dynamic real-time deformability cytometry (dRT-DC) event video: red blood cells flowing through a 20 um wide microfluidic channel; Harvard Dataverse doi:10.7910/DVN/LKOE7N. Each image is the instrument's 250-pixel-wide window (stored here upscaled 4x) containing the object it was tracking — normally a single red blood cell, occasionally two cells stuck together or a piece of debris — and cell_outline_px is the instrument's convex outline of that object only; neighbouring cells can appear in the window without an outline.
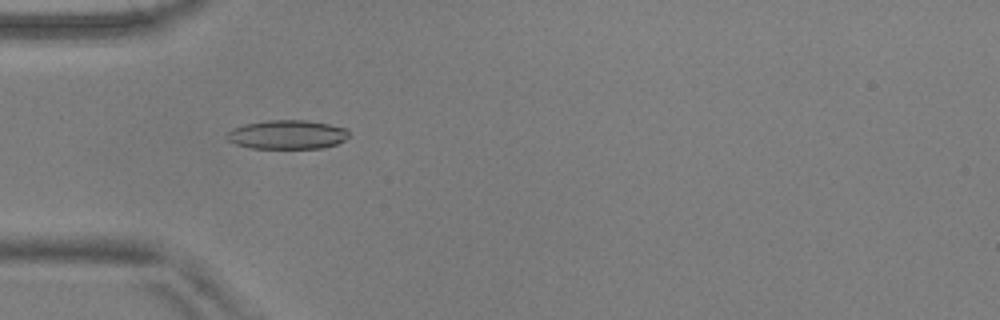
{"species": "common noctule bat (a hibernating species)", "species_latin": "Nyctalus noctula", "temperature_condition": "warm", "stored_images_in_passage": 55, "camera_frame_rate_fps": 3000, "um_per_image_px": 0.085, "animal": {"sex": "male", "body_mass_g": 17.9, "forearm_length_mm": 54.2}, "frame": {"image": 1, "passage_image": 17, "time_ms": 5.333, "image_size_px": [1000, 320], "cell_outline_px": [[348, 136], [344, 140], [336, 144], [320, 148], [248, 148], [236, 144], [228, 140], [228, 132], [232, 128], [244, 124], [268, 120], [308, 120], [348, 128]], "centroid_in_image_um": [24.42, 11.43], "position_along_channel_um": 60.6, "area_um2": 20.58}}
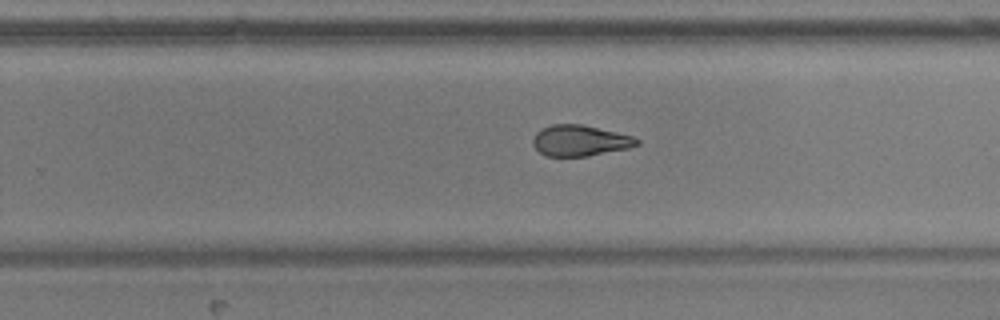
{"frame": {"image": 2, "passage_image": 35, "time_ms": 11.333, "image_size_px": [1000, 320], "cell_outline_px": [[640, 144], [628, 148], [588, 156], [544, 156], [532, 144], [532, 140], [536, 132], [540, 128], [552, 124], [584, 124], [632, 136], [640, 140]], "centroid_in_image_um": [49.28, 11.94], "position_along_channel_um": 280.5, "area_um2": 18.84}}
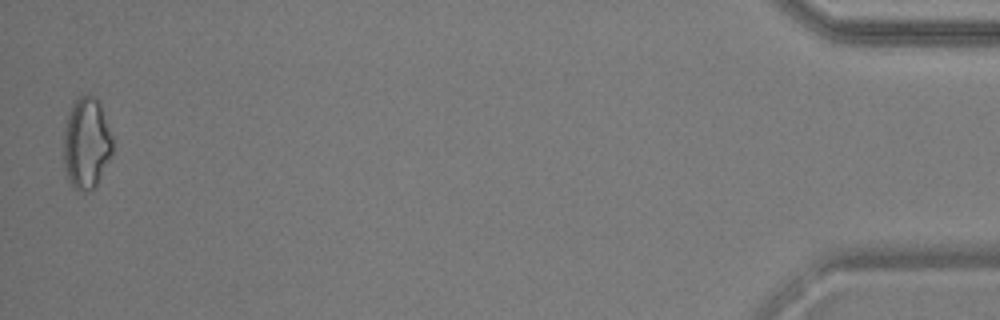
{"frame": {"image": 3, "passage_image": 54, "time_ms": 17.667, "image_size_px": [1000, 320], "cell_outline_px": [[112, 156], [96, 188], [88, 192], [80, 192], [68, 180], [64, 168], [64, 128], [72, 104], [80, 96], [92, 96], [100, 104], [112, 136]], "centroid_in_image_um": [7.36, 12.25], "position_along_channel_um": 427.8, "area_um2": 26.13}, "authors_computed_cell_mechanics": {"area_um2": 20.1722, "velocity_mm_per_s": 3.7067, "shape_relaxation_time_tau1_ms": 8.7729, "shape_relaxation_time_tau2_ms": 1.7118, "deformation_change_tau1": 0.1953, "deformation_change_tau2": 0.0818}}